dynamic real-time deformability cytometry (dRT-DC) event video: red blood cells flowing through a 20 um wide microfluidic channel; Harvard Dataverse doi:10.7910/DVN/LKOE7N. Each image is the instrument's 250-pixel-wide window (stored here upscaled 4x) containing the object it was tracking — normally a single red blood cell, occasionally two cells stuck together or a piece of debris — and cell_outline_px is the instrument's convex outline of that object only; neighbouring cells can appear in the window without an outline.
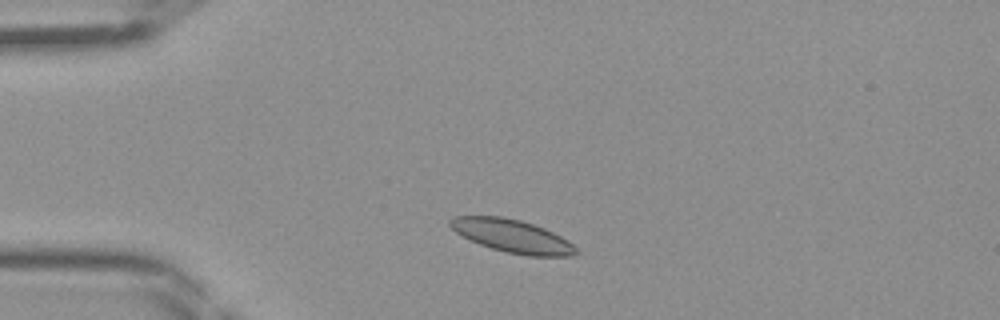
{"species": "Egyptian fruit bat (a non-hibernating species)", "species_latin": "Rousettus aegyptiacus", "temperature_condition": "room temperature", "stored_images_in_passage": 40, "camera_frame_rate_fps": 3000, "um_per_image_px": 0.085, "frame": {"image": 1, "passage_image": 5, "time_ms": 1.333, "image_size_px": [1000, 320], "cell_outline_px": [[580, 252], [572, 256], [528, 256], [508, 252], [492, 248], [480, 244], [456, 232], [448, 224], [448, 220], [456, 216], [500, 216], [520, 220], [544, 228], [568, 240]], "centroid_in_image_um": [43.56, 20.06], "position_along_channel_um": 41.4, "area_um2": 23.93}}
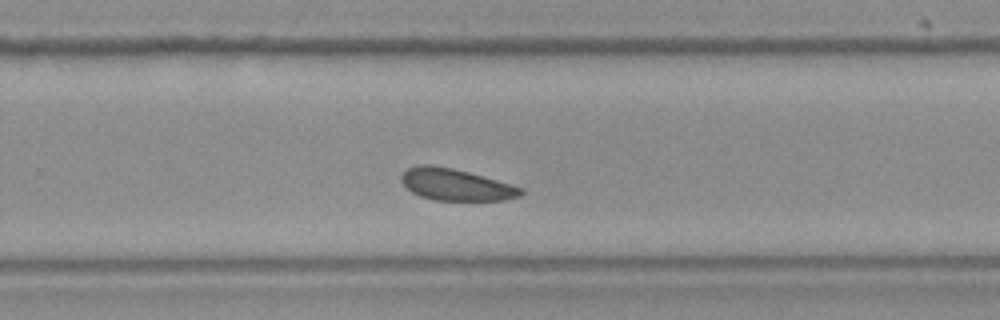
{"frame": {"image": 2, "passage_image": 24, "time_ms": 7.667, "image_size_px": [1000, 320], "cell_outline_px": [[524, 192], [520, 196], [504, 200], [432, 200], [420, 196], [412, 192], [400, 180], [400, 176], [408, 168], [416, 164], [432, 164], [452, 168], [468, 172], [512, 184], [524, 188]], "centroid_in_image_um": [38.74, 15.69], "position_along_channel_um": 291.1, "area_um2": 22.2}}
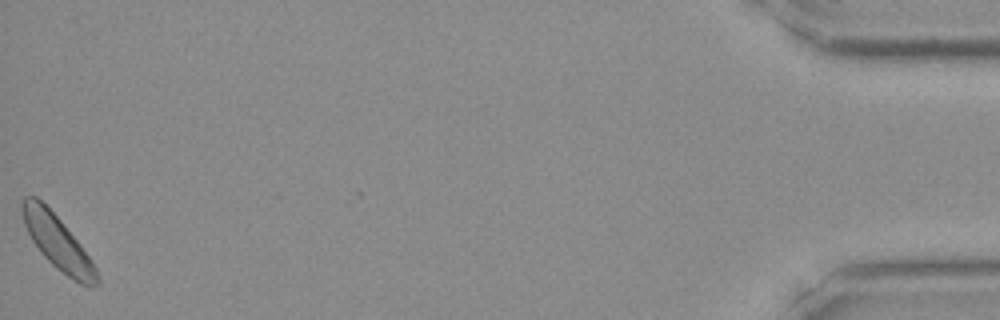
{"frame": {"image": 3, "passage_image": 40, "time_ms": 13.0, "image_size_px": [1000, 320], "cell_outline_px": [[100, 284], [92, 288], [88, 288], [80, 284], [56, 268], [40, 252], [32, 240], [24, 224], [20, 208], [20, 200], [24, 196], [36, 196], [60, 220], [80, 244], [96, 268], [100, 280]], "centroid_in_image_um": [4.89, 20.62], "position_along_channel_um": 430.3, "area_um2": 23.35}}